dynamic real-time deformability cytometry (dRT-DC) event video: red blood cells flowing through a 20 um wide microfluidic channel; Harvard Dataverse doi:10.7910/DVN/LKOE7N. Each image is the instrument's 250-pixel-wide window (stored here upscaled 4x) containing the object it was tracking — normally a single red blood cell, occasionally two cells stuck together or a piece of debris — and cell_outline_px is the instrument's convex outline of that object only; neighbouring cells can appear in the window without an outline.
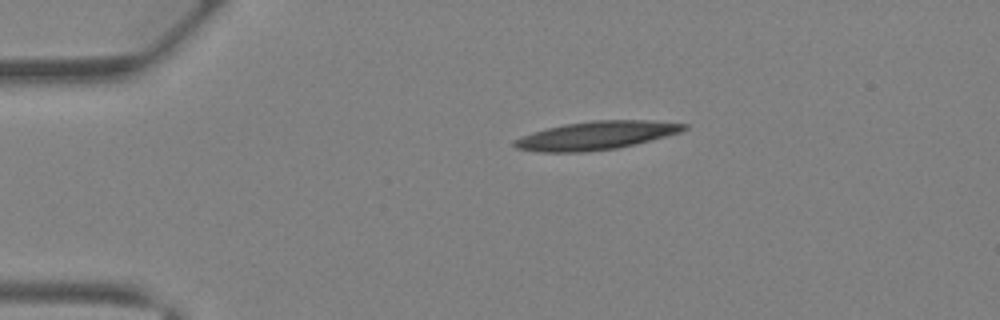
{"species": "Egyptian fruit bat (a non-hibernating species)", "species_latin": "Rousettus aegyptiacus", "temperature_condition": "warm", "stored_images_in_passage": 34, "camera_frame_rate_fps": 3000, "um_per_image_px": 0.085, "animal": {"sex": "female"}, "frame": {"image": 1, "passage_image": 1, "time_ms": 0.0, "image_size_px": [1000, 320], "cell_outline_px": [[688, 128], [680, 132], [636, 144], [616, 148], [584, 152], [540, 152], [516, 148], [512, 144], [512, 140], [532, 132], [564, 124], [596, 120], [652, 120], [688, 124]], "centroid_in_image_um": [50.67, 11.51], "position_along_channel_um": 34.3, "area_um2": 27.98}}
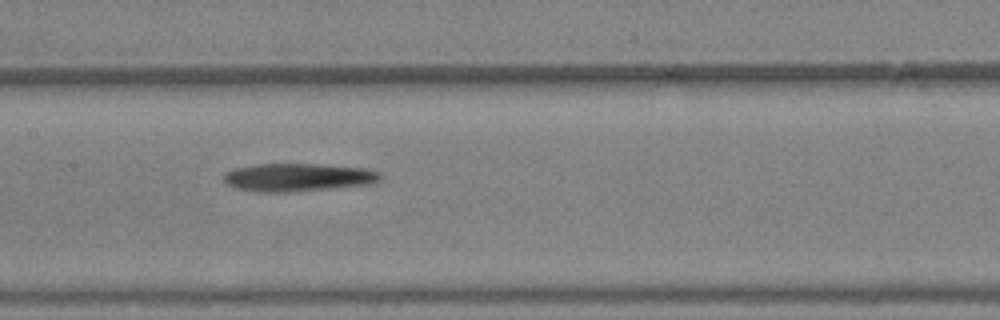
{"frame": {"image": 2, "passage_image": 13, "time_ms": 4.0, "image_size_px": [1000, 320], "cell_outline_px": [[380, 180], [372, 184], [284, 192], [256, 192], [236, 188], [224, 184], [224, 172], [236, 168], [256, 164], [320, 164], [364, 168], [380, 172]], "centroid_in_image_um": [25.28, 15.07], "position_along_channel_um": 182.1, "area_um2": 25.49}}
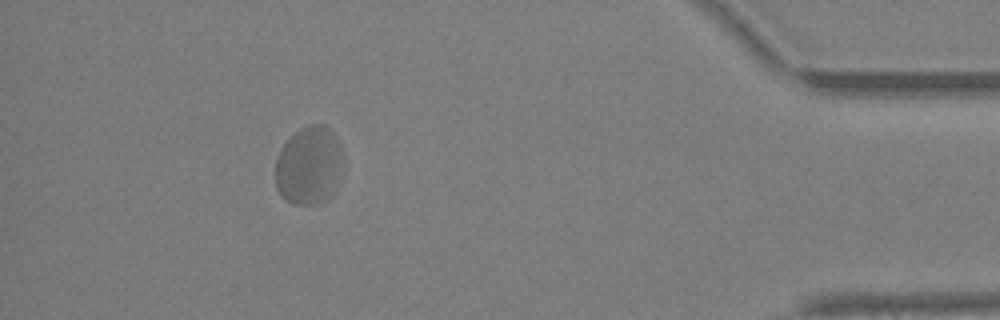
{"frame": {"image": 3, "passage_image": 30, "time_ms": 9.667, "image_size_px": [1000, 320], "cell_outline_px": [[344, 172], [336, 192], [324, 204], [292, 204], [284, 200], [280, 196], [276, 188], [276, 156], [280, 148], [288, 136], [300, 128], [308, 124], [324, 124], [332, 128], [340, 144], [344, 156]], "centroid_in_image_um": [26.32, 14.08], "position_along_channel_um": 408.9, "area_um2": 32.66}, "authors_computed_cell_mechanics": {"area_um2": 27.3394, "velocity_mm_per_s": 4.9512, "shape_relaxation_time_tau1_ms": null, "shape_relaxation_time_tau2_ms": 2.2098, "deformation_change_tau1": null, "deformation_change_tau2": 0.0729}}